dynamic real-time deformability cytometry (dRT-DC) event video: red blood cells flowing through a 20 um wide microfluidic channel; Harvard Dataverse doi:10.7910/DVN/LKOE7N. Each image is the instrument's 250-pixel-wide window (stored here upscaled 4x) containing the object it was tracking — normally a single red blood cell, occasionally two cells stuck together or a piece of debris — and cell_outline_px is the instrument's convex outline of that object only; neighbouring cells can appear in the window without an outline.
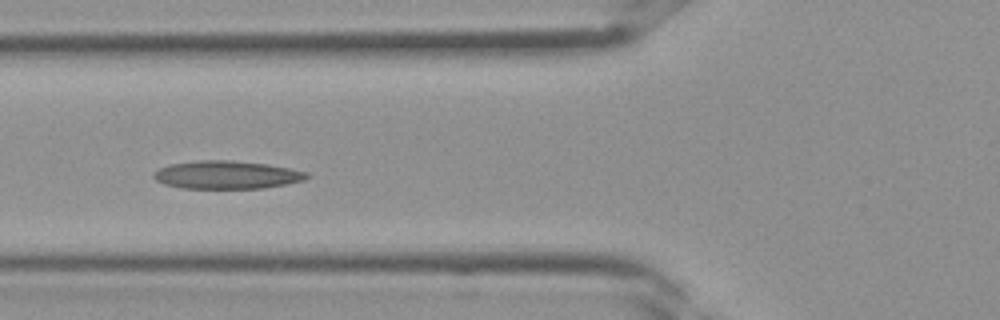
{"species": "Egyptian fruit bat (a non-hibernating species)", "species_latin": "Rousettus aegyptiacus", "temperature_condition": "room temperature", "stored_images_in_passage": 36, "camera_frame_rate_fps": 3000, "um_per_image_px": 0.085, "frame": {"image": 1, "passage_image": 13, "time_ms": 4.0, "image_size_px": [1000, 320], "cell_outline_px": [[308, 176], [304, 180], [264, 188], [184, 188], [164, 184], [156, 180], [152, 176], [160, 168], [172, 164], [196, 160], [232, 160], [268, 164], [308, 172]], "centroid_in_image_um": [19.27, 14.85], "position_along_channel_um": 106.5, "area_um2": 24.8}}
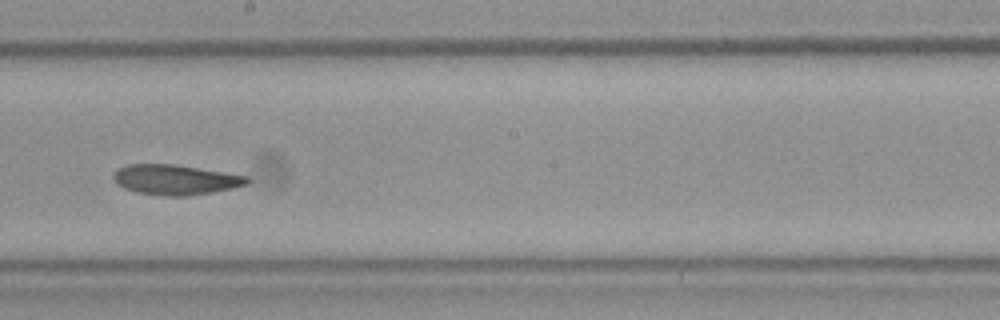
{"frame": {"image": 2, "passage_image": 20, "time_ms": 6.333, "image_size_px": [1000, 320], "cell_outline_px": [[248, 184], [232, 188], [212, 192], [188, 196], [168, 196], [136, 192], [124, 188], [116, 184], [112, 176], [116, 168], [128, 164], [172, 164], [248, 176]], "centroid_in_image_um": [14.85, 15.27], "position_along_channel_um": 233.3, "area_um2": 23.35}}
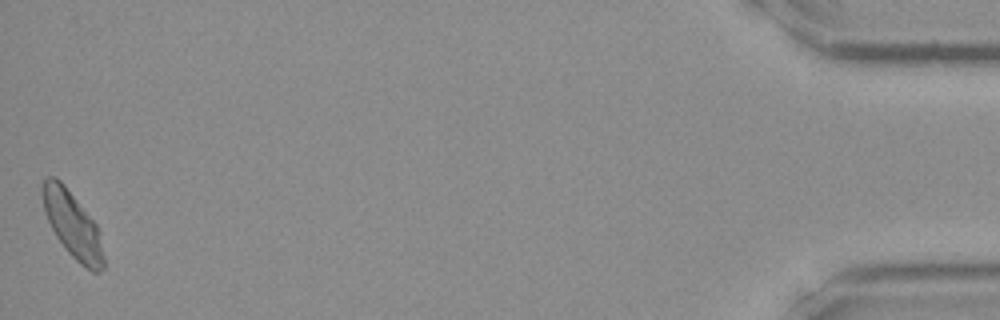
{"frame": {"image": 3, "passage_image": 36, "time_ms": 11.667, "image_size_px": [1000, 320], "cell_outline_px": [[104, 268], [100, 272], [92, 272], [80, 264], [64, 248], [56, 236], [44, 212], [40, 192], [40, 188], [44, 180], [48, 176], [56, 176], [64, 184], [96, 224], [100, 232], [104, 256]], "centroid_in_image_um": [6.15, 19.1], "position_along_channel_um": 429.0, "area_um2": 23.76}}